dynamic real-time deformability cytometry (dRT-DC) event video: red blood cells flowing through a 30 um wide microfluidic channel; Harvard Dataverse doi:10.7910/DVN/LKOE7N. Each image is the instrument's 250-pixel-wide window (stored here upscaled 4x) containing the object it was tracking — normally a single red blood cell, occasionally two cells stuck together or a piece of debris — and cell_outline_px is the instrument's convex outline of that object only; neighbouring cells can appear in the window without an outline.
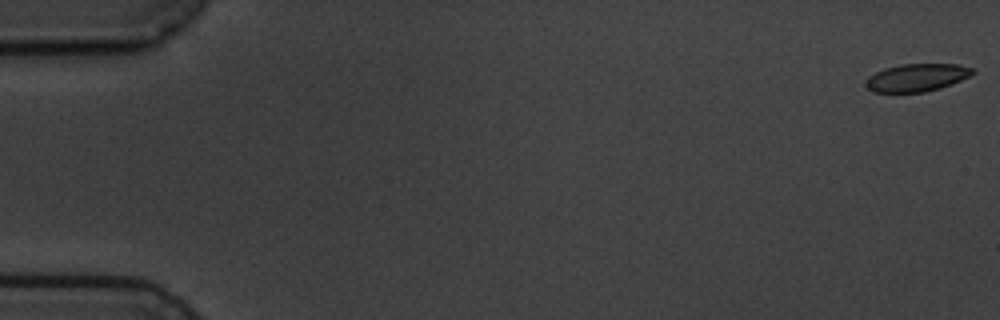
{"species": "common noctule bat (a hibernating species)", "species_latin": "Nyctalus noctula", "temperature_condition": "cold", "stored_images_in_passage": 4, "camera_frame_rate_fps": 3000, "um_per_image_px": 0.085, "animal": {"sex": "male", "body_mass_g": 19.5, "forearm_length_mm": 54.6}, "frame": {"image": 1, "passage_image": 1, "time_ms": 0.0, "image_size_px": [1000, 320], "cell_outline_px": [[976, 72], [952, 84], [940, 88], [924, 92], [872, 92], [864, 84], [864, 80], [868, 76], [884, 68], [900, 64], [956, 64], [972, 68]], "centroid_in_image_um": [77.88, 6.59], "position_along_channel_um": 7.1, "area_um2": 17.28}}